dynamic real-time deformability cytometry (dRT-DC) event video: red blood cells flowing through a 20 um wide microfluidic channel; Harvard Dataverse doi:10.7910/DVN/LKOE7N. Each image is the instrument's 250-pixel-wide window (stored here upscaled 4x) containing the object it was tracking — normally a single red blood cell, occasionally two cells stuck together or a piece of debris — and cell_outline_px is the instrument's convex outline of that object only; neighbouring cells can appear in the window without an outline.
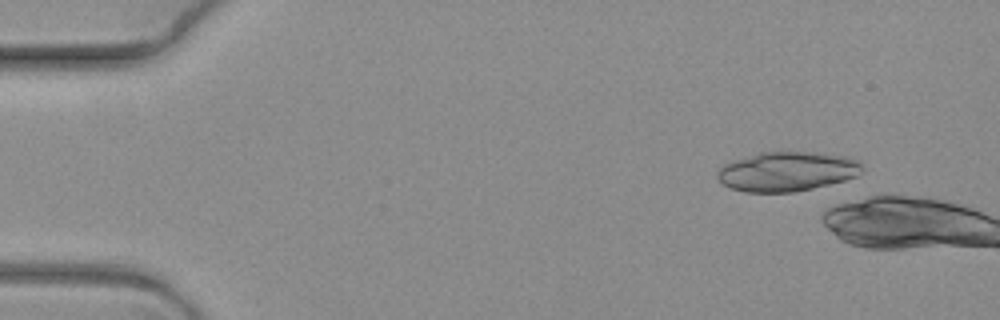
{"species": "common noctule bat (a hibernating species)", "species_latin": "Nyctalus noctula", "temperature_condition": "warm", "stored_images_in_passage": 4, "camera_frame_rate_fps": 3000, "um_per_image_px": 0.085, "animal": {"sex": "female", "body_mass_g": 19.3, "forearm_length_mm": 54.1}, "frame": {"image": 1, "passage_image": 2, "time_ms": 0.333, "image_size_px": [1000, 320], "cell_outline_px": [[864, 168], [856, 176], [844, 180], [812, 188], [792, 192], [744, 192], [732, 188], [724, 184], [716, 176], [716, 172], [724, 164], [760, 152], [808, 152], [840, 156], [860, 160]], "centroid_in_image_um": [66.89, 14.58], "position_along_channel_um": 18.1, "area_um2": 32.89}}